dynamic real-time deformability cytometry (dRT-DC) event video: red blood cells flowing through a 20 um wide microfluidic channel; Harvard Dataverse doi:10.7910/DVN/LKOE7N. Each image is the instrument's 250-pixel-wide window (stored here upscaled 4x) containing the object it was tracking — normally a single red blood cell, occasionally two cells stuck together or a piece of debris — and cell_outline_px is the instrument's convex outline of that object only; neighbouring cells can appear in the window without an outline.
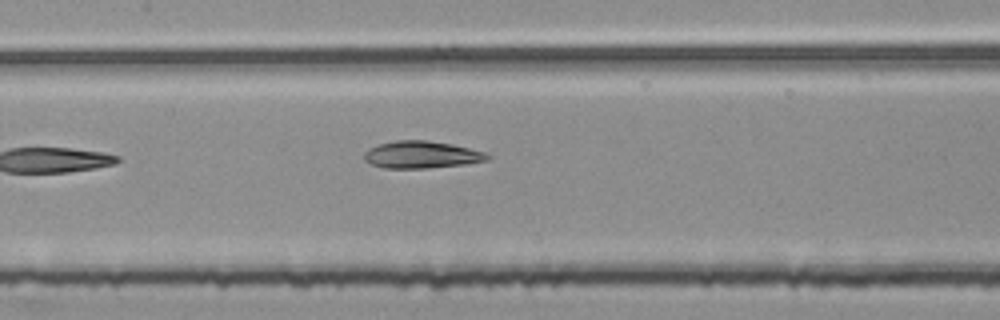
{"species": "common noctule bat (a hibernating species)", "species_latin": "Nyctalus noctula", "temperature_condition": "room temperature", "stored_images_in_passage": 7, "camera_frame_rate_fps": 3000, "um_per_image_px": 0.085, "animal": {"sex": "female", "body_mass_g": 25.1}, "frame": {"image": 1, "passage_image": 6, "time_ms": 1.667, "image_size_px": [1000, 320], "cell_outline_px": [[492, 156], [488, 160], [468, 164], [428, 168], [384, 168], [372, 164], [364, 160], [364, 152], [368, 148], [380, 144], [396, 140], [428, 140], [452, 144], [484, 152]], "centroid_in_image_um": [35.84, 13.15], "position_along_channel_um": 171.6, "area_um2": 19.59}}